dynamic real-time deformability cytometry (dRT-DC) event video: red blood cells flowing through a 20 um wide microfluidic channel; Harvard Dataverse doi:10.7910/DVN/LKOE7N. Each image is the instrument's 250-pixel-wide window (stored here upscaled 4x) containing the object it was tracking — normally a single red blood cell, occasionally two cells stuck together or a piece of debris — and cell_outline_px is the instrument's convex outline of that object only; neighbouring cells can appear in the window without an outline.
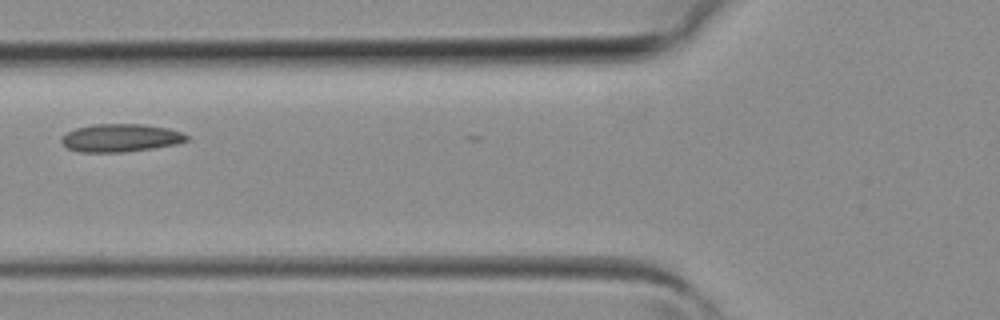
{"species": "common noctule bat (a hibernating species)", "species_latin": "Nyctalus noctula", "temperature_condition": "room temperature", "stored_images_in_passage": 4, "camera_frame_rate_fps": 3000, "um_per_image_px": 0.085, "animal": {"sex": "female", "body_mass_g": 19.3, "forearm_length_mm": 54.1}, "frame": {"image": 1, "passage_image": 4, "time_ms": 1.0, "image_size_px": [1000, 320], "cell_outline_px": [[188, 140], [176, 144], [152, 148], [124, 152], [80, 152], [68, 148], [60, 140], [68, 132], [76, 128], [92, 124], [144, 124], [168, 128], [180, 132], [188, 136]], "centroid_in_image_um": [10.26, 11.72], "position_along_channel_um": 115.5, "area_um2": 20.23}}